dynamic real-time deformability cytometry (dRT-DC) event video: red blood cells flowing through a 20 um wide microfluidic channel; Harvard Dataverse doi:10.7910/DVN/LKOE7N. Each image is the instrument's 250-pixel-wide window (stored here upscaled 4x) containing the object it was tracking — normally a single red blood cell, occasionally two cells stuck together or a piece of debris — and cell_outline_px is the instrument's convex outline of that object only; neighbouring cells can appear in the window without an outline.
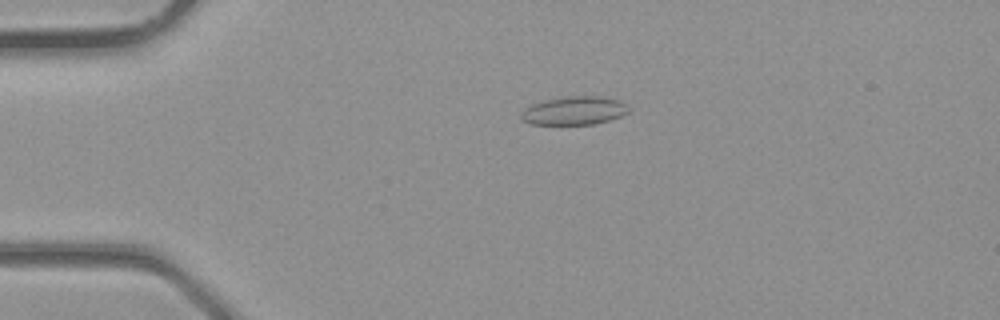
{"species": "common noctule bat (a hibernating species)", "species_latin": "Nyctalus noctula", "temperature_condition": "room temperature", "stored_images_in_passage": 2, "camera_frame_rate_fps": 3000, "um_per_image_px": 0.085, "animal": {"sex": "male", "body_mass_g": 23.1, "forearm_length_mm": 52.7}, "frame": {"image": 1, "passage_image": 1, "time_ms": 0.0, "image_size_px": [1000, 320], "cell_outline_px": [[628, 112], [620, 116], [608, 120], [592, 124], [528, 124], [520, 116], [520, 112], [524, 108], [532, 104], [544, 100], [560, 96], [604, 96], [620, 100], [628, 108]], "centroid_in_image_um": [48.77, 9.39], "position_along_channel_um": 36.2, "area_um2": 17.86}}